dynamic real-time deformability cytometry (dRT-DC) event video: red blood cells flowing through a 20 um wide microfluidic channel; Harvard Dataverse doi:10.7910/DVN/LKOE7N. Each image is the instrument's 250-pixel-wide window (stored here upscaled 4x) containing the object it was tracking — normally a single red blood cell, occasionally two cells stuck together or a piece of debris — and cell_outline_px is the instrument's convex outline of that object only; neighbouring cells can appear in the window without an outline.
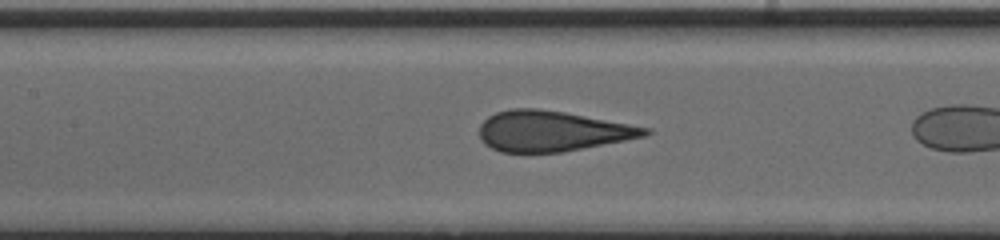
{"species": "human", "species_latin": "Homo sapiens", "temperature_condition": "cold", "stored_images_in_passage": 29, "camera_frame_rate_fps": 3000, "um_per_image_px": 0.085, "donor": {"sex": "male"}, "frame": {"image": 1, "passage_image": 24, "time_ms": 7.667, "image_size_px": [1000, 240], "cell_outline_px": [[652, 132], [644, 136], [624, 140], [560, 152], [500, 152], [484, 144], [480, 140], [480, 124], [488, 116], [496, 112], [512, 108], [536, 108], [564, 112], [652, 128]], "centroid_in_image_um": [46.89, 11.13], "position_along_channel_um": 160.5, "area_um2": 38.78}}
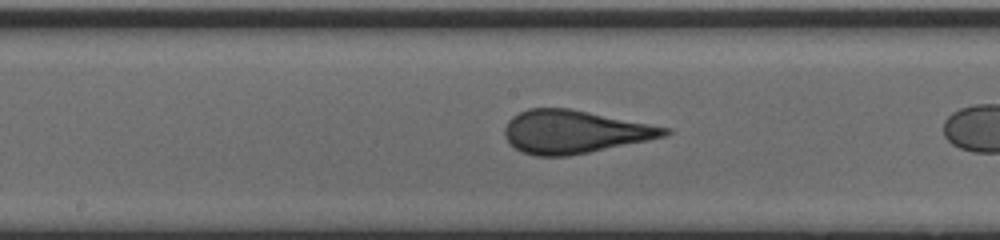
{"frame": {"image": 2, "passage_image": 27, "time_ms": 8.667, "image_size_px": [1000, 240], "cell_outline_px": [[672, 132], [664, 136], [648, 140], [568, 156], [536, 156], [520, 152], [504, 136], [504, 128], [508, 120], [512, 116], [528, 108], [568, 108], [672, 128]], "centroid_in_image_um": [48.8, 11.2], "position_along_channel_um": 199.4, "area_um2": 39.94}}